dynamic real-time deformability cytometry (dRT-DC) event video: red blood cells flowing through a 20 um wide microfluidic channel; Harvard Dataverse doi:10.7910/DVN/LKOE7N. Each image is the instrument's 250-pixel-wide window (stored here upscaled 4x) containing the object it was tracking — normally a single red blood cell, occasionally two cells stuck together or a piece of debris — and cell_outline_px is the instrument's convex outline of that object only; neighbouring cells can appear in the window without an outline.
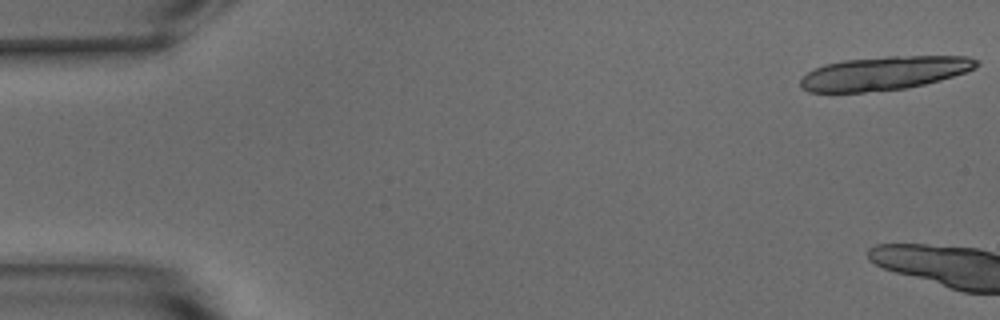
{"species": "common noctule bat (a hibernating species)", "species_latin": "Nyctalus noctula", "temperature_condition": "warm", "stored_images_in_passage": 4, "camera_frame_rate_fps": 3000, "um_per_image_px": 0.085, "animal": {"sex": "male", "body_mass_g": 15.6}, "frame": {"image": 1, "passage_image": 1, "time_ms": 0.0, "image_size_px": [1000, 320], "cell_outline_px": [[980, 64], [976, 68], [940, 80], [924, 84], [904, 88], [864, 92], [808, 92], [800, 88], [800, 80], [808, 72], [824, 64], [844, 60], [888, 56], [968, 56], [980, 60]], "centroid_in_image_um": [75.16, 6.21], "position_along_channel_um": 9.8, "area_um2": 34.45}}